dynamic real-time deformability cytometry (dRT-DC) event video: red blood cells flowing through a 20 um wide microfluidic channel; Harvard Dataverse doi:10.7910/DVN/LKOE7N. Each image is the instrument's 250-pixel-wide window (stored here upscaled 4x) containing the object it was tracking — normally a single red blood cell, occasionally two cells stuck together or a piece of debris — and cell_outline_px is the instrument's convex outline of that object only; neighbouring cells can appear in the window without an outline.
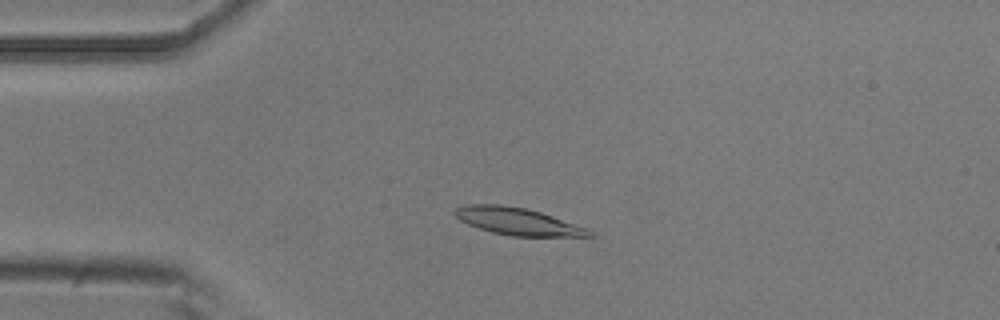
{"species": "common noctule bat (a hibernating species)", "species_latin": "Nyctalus noctula", "temperature_condition": "room temperature", "stored_images_in_passage": 42, "camera_frame_rate_fps": 3000, "um_per_image_px": 0.085, "animal": {"sex": "male", "body_mass_g": 20.5, "forearm_length_mm": 52.5}, "frame": {"image": 1, "passage_image": 1, "time_ms": 0.0, "image_size_px": [1000, 320], "cell_outline_px": [[596, 236], [512, 236], [492, 232], [468, 224], [460, 220], [452, 212], [456, 208], [468, 204], [500, 204], [524, 208], [540, 212], [588, 228], [596, 232]], "centroid_in_image_um": [44.03, 18.82], "position_along_channel_um": 41.0, "area_um2": 21.21}}
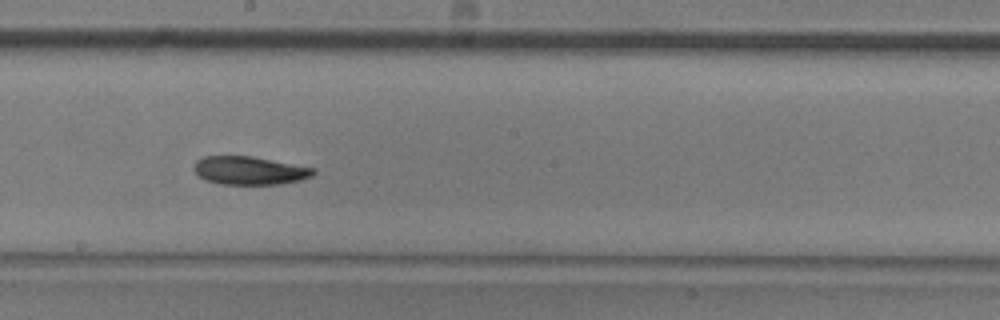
{"frame": {"image": 2, "passage_image": 18, "time_ms": 5.667, "image_size_px": [1000, 320], "cell_outline_px": [[316, 172], [312, 176], [300, 180], [280, 184], [220, 184], [204, 180], [192, 168], [196, 160], [204, 156], [252, 156], [316, 168]], "centroid_in_image_um": [21.21, 14.49], "position_along_channel_um": 227.0, "area_um2": 19.77}}
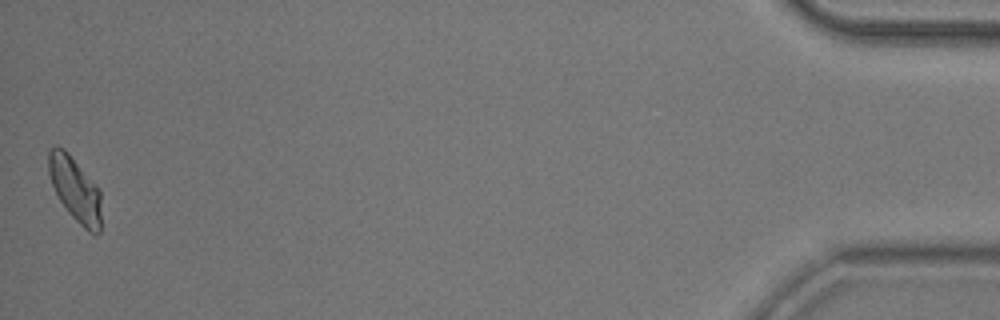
{"frame": {"image": 3, "passage_image": 42, "time_ms": 13.667, "image_size_px": [1000, 320], "cell_outline_px": [[100, 232], [96, 236], [88, 232], [68, 212], [60, 200], [52, 184], [48, 172], [48, 152], [56, 144], [64, 148], [68, 152], [100, 188]], "centroid_in_image_um": [6.39, 16.07], "position_along_channel_um": 428.8, "area_um2": 19.88}, "authors_computed_cell_mechanics": {"area_um2": 20.0855, "velocity_mm_per_s": 3.7059, "shape_relaxation_time_tau1_ms": 5.0582, "shape_relaxation_time_tau2_ms": 7.8351, "deformation_change_tau1": 0.1577, "deformation_change_tau2": 0.1357}}